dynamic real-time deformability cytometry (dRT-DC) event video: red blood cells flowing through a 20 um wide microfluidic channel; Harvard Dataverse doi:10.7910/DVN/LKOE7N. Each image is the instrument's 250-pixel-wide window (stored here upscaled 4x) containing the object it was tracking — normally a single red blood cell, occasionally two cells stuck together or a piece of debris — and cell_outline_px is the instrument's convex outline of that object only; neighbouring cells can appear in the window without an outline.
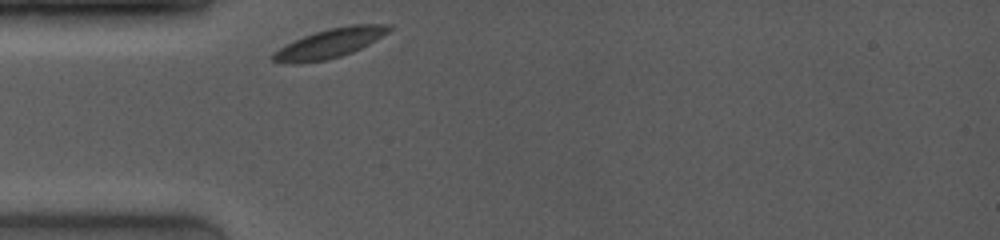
{"species": "common noctule bat (a hibernating species)", "species_latin": "Nyctalus noctula", "temperature_condition": "room temperature", "stored_images_in_passage": 30, "camera_frame_rate_fps": 4000, "um_per_image_px": 0.085, "animal": {"sex": "female", "body_mass_g": 19.0, "forearm_length_mm": 53.3}, "frame": {"image": 1, "passage_image": 1, "time_ms": 0.0, "image_size_px": [1000, 240], "cell_outline_px": [[392, 28], [388, 32], [376, 40], [352, 52], [340, 56], [324, 60], [300, 64], [284, 64], [272, 60], [272, 52], [304, 36], [328, 28], [348, 24], [392, 24]], "centroid_in_image_um": [28.03, 3.68], "position_along_channel_um": 57.0, "area_um2": 19.77}}
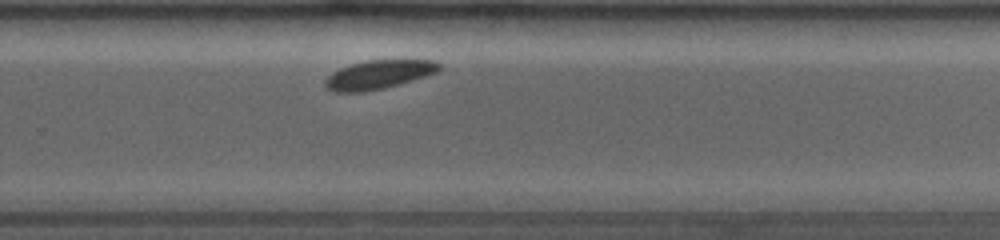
{"frame": {"image": 2, "passage_image": 18, "time_ms": 6.5, "image_size_px": [1000, 240], "cell_outline_px": [[444, 68], [436, 72], [400, 84], [384, 88], [364, 92], [332, 92], [324, 84], [324, 80], [328, 76], [340, 68], [352, 64], [368, 60], [436, 60], [444, 64]], "centroid_in_image_um": [32.23, 6.34], "position_along_channel_um": 297.6, "area_um2": 19.19}}
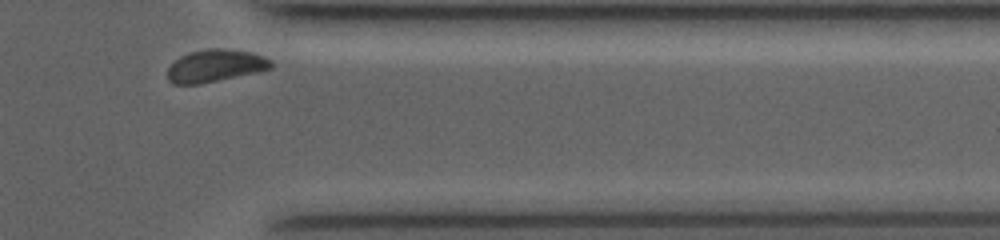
{"frame": {"image": 3, "passage_image": 28, "time_ms": 9.0, "image_size_px": [1000, 240], "cell_outline_px": [[272, 68], [256, 72], [200, 84], [172, 84], [168, 80], [168, 68], [180, 56], [188, 52], [212, 48], [224, 48], [252, 52], [264, 56], [272, 60]], "centroid_in_image_um": [18.31, 5.58], "position_along_channel_um": 393.1, "area_um2": 19.54}}